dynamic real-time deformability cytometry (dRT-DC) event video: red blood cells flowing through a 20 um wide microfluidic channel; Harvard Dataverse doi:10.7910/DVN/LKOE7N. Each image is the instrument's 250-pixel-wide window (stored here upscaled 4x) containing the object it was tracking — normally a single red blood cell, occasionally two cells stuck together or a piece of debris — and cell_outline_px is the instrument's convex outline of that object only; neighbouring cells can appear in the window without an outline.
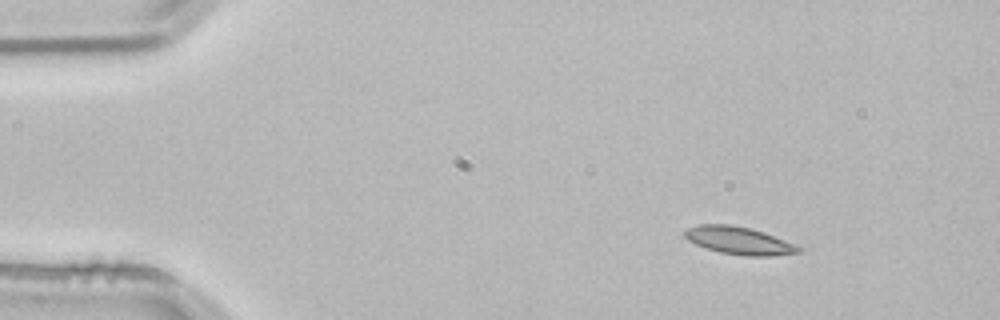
{"species": "common noctule bat (a hibernating species)", "species_latin": "Nyctalus noctula", "temperature_condition": "room temperature", "stored_images_in_passage": 4, "segment_of_instrument_passage": [1, 2], "camera_frame_rate_fps": 3000, "um_per_image_px": 0.085, "animal": {"sex": "male", "body_mass_g": 21.5, "forearm_length_mm": 52.0}, "frame": {"image": 1, "passage_image": 1, "time_ms": 0.0, "image_size_px": [1000, 320], "cell_outline_px": [[804, 248], [800, 252], [772, 256], [744, 256], [720, 252], [704, 248], [688, 240], [684, 236], [684, 232], [688, 228], [700, 224], [728, 224], [752, 228], [764, 232]], "centroid_in_image_um": [62.82, 20.45], "position_along_channel_um": 22.2, "area_um2": 18.38}}